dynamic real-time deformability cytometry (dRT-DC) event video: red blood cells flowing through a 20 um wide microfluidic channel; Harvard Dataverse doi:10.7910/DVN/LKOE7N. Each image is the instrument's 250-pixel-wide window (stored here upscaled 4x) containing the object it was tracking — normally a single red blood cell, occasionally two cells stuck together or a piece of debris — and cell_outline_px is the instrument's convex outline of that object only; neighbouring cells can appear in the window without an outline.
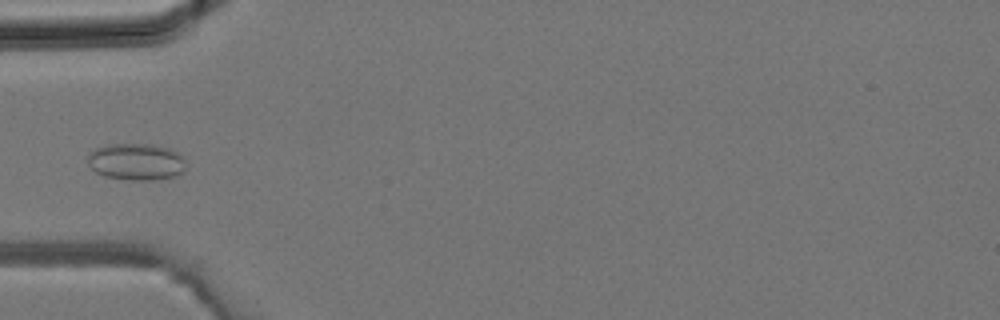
{"species": "common noctule bat (a hibernating species)", "species_latin": "Nyctalus noctula", "temperature_condition": "room temperature", "stored_images_in_passage": 4, "camera_frame_rate_fps": 3000, "um_per_image_px": 0.085, "animal": {"sex": "male", "body_mass_g": 19.2, "forearm_length_mm": 51.8}, "frame": {"image": 1, "passage_image": 4, "time_ms": 1.0, "image_size_px": [1000, 320], "cell_outline_px": [[184, 172], [176, 176], [152, 180], [132, 180], [104, 176], [96, 172], [88, 164], [88, 152], [96, 148], [108, 144], [152, 144], [168, 148], [184, 156]], "centroid_in_image_um": [11.57, 13.74], "position_along_channel_um": 73.4, "area_um2": 21.15}}